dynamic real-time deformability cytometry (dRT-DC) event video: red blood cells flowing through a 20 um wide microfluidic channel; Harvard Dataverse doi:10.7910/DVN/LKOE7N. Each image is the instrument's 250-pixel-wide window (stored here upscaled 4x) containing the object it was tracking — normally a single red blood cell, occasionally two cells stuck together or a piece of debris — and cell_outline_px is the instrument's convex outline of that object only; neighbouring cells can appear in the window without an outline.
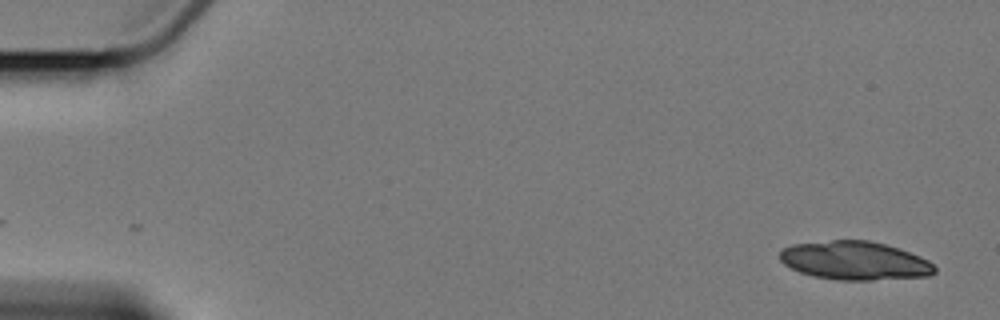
{"species": "Egyptian fruit bat (a non-hibernating species)", "species_latin": "Rousettus aegyptiacus", "temperature_condition": "cold", "stored_images_in_passage": 6, "camera_frame_rate_fps": 3000, "um_per_image_px": 0.085, "animal": {"sex": "female"}, "frame": {"image": 1, "passage_image": 1, "time_ms": 0.0, "image_size_px": [1000, 320], "cell_outline_px": [[936, 272], [928, 276], [872, 280], [836, 280], [812, 276], [800, 272], [784, 264], [780, 260], [780, 252], [784, 248], [792, 244], [832, 240], [868, 240], [884, 244], [920, 256], [928, 260], [936, 268]], "centroid_in_image_um": [72.64, 22.16], "position_along_channel_um": 12.4, "area_um2": 34.68}}